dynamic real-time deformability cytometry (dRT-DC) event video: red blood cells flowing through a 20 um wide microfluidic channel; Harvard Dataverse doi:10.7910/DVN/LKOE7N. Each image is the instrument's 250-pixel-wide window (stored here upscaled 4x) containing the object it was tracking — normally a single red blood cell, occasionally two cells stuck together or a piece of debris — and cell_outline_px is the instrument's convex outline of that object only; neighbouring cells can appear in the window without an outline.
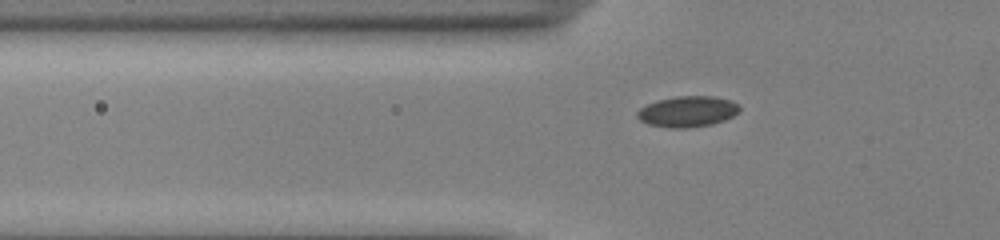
{"species": "common noctule bat (a hibernating species)", "species_latin": "Nyctalus noctula", "temperature_condition": "cold", "stored_images_in_passage": 36, "camera_frame_rate_fps": 3000, "um_per_image_px": 0.085, "animal": {"sex": "male", "body_mass_g": 13.0, "forearm_length_mm": 53.1}, "frame": {"image": 1, "passage_image": 5, "time_ms": 1.333, "image_size_px": [1000, 240], "cell_outline_px": [[740, 112], [724, 120], [712, 124], [688, 128], [672, 128], [648, 124], [640, 120], [636, 116], [636, 112], [640, 108], [656, 100], [676, 96], [716, 96], [732, 100], [740, 104]], "centroid_in_image_um": [58.47, 9.47], "position_along_channel_um": 67.3, "area_um2": 18.61}}
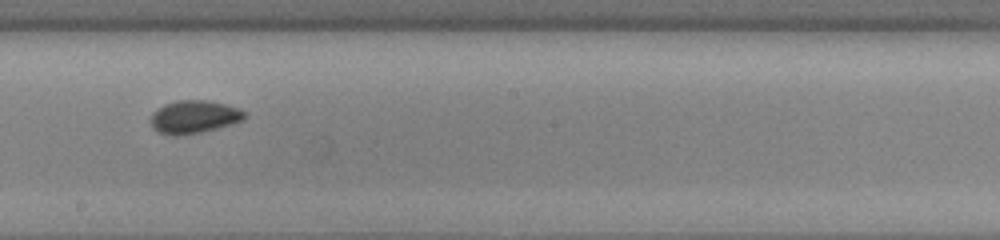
{"frame": {"image": 2, "passage_image": 18, "time_ms": 5.667, "image_size_px": [1000, 240], "cell_outline_px": [[248, 116], [244, 120], [232, 124], [200, 132], [176, 136], [168, 136], [152, 128], [152, 112], [156, 108], [164, 104], [176, 100], [208, 100], [240, 108], [248, 112]], "centroid_in_image_um": [16.52, 9.92], "position_along_channel_um": 231.7, "area_um2": 18.26}}
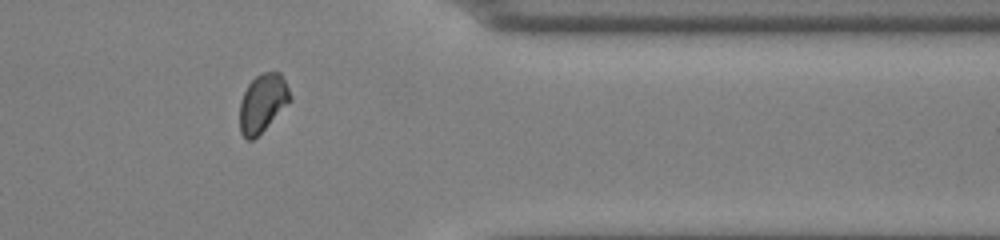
{"frame": {"image": 3, "passage_image": 31, "time_ms": 10.0, "image_size_px": [1000, 240], "cell_outline_px": [[292, 100], [252, 140], [248, 140], [240, 132], [240, 100], [248, 84], [256, 76], [264, 72], [280, 72], [292, 96]], "centroid_in_image_um": [22.32, 8.73], "position_along_channel_um": 389.1, "area_um2": 16.76}}